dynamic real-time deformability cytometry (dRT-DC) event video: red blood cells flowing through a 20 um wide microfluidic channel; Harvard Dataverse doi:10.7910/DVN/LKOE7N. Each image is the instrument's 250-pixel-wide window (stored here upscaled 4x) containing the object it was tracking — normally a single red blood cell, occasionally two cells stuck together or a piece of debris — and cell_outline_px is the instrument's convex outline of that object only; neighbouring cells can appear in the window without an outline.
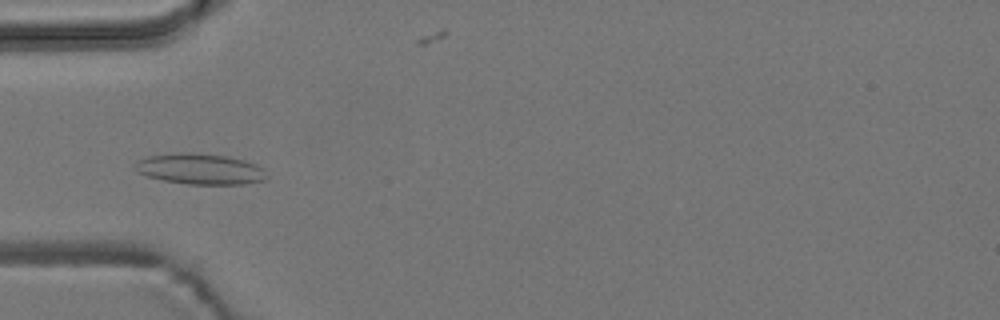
{"species": "common noctule bat (a hibernating species)", "species_latin": "Nyctalus noctula", "temperature_condition": "room temperature", "stored_images_in_passage": 56, "camera_frame_rate_fps": 3000, "um_per_image_px": 0.085, "animal": {"sex": "male", "body_mass_g": 19.2, "forearm_length_mm": 51.8}, "frame": {"image": 1, "passage_image": 18, "time_ms": 5.667, "image_size_px": [1000, 320], "cell_outline_px": [[268, 176], [264, 180], [244, 184], [188, 184], [164, 180], [148, 176], [136, 172], [132, 164], [136, 160], [148, 156], [180, 152], [228, 156], [244, 160], [256, 164]], "centroid_in_image_um": [16.95, 14.36], "position_along_channel_um": 68.0, "area_um2": 23.52}}
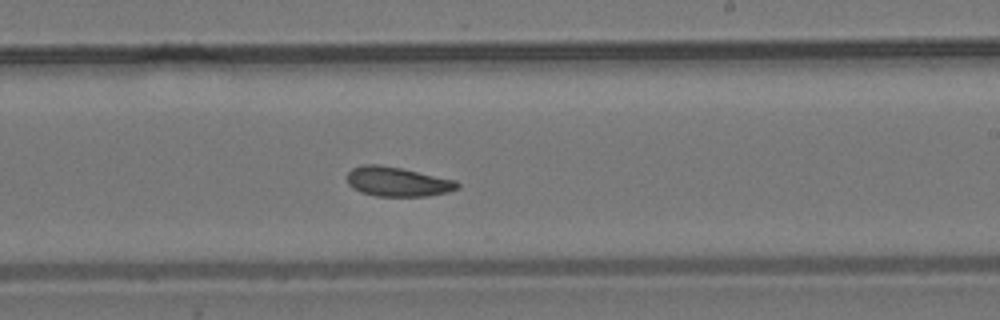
{"frame": {"image": 2, "passage_image": 33, "time_ms": 10.667, "image_size_px": [1000, 320], "cell_outline_px": [[460, 188], [448, 192], [428, 196], [376, 196], [360, 192], [352, 188], [348, 184], [348, 172], [352, 168], [364, 164], [380, 164], [400, 168], [456, 180], [460, 184]], "centroid_in_image_um": [33.79, 15.45], "position_along_channel_um": 255.2, "area_um2": 19.02}}
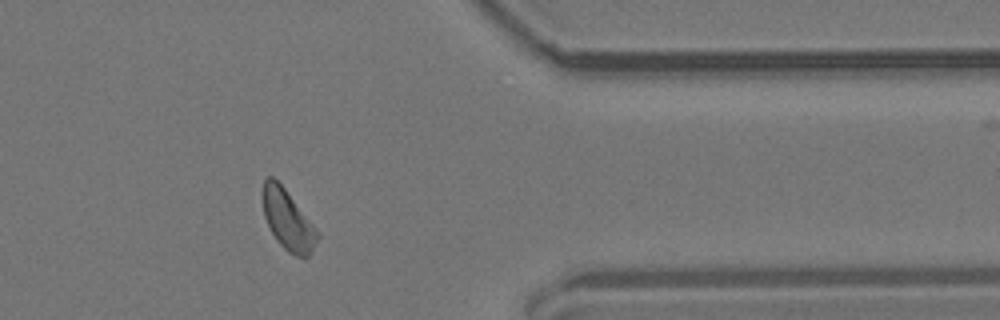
{"frame": {"image": 3, "passage_image": 45, "time_ms": 14.667, "image_size_px": [1000, 320], "cell_outline_px": [[320, 236], [312, 252], [308, 256], [296, 256], [288, 252], [276, 240], [264, 216], [264, 180], [268, 176], [272, 176], [284, 188], [320, 232]], "centroid_in_image_um": [24.51, 18.73], "position_along_channel_um": 386.9, "area_um2": 18.79}, "authors_computed_cell_mechanics": {"area_um2": 19.363, "velocity_mm_per_s": 3.747, "shape_relaxation_time_tau1_ms": 5.9251, "shape_relaxation_time_tau2_ms": 6.3422, "deformation_change_tau1": 0.0823, "deformation_change_tau2": 0.1283}}